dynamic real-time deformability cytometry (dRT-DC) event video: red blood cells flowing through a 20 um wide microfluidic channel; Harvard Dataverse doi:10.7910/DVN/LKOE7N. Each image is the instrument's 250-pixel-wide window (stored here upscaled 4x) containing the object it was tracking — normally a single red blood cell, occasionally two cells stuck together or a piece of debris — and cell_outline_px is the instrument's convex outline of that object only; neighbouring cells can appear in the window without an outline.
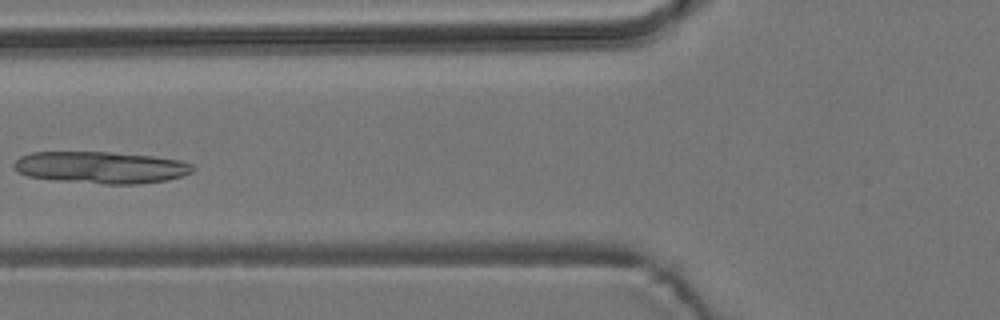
{"species": "common noctule bat (a hibernating species)", "species_latin": "Nyctalus noctula", "temperature_condition": "room temperature", "stored_images_in_passage": 8, "camera_frame_rate_fps": 3000, "um_per_image_px": 0.085, "animal": {"sex": "male", "body_mass_g": 19.2, "forearm_length_mm": 51.8}, "frame": {"image": 1, "passage_image": 7, "time_ms": 8.0, "image_size_px": [1000, 320], "cell_outline_px": [[196, 168], [192, 172], [168, 180], [136, 184], [104, 184], [56, 180], [28, 176], [16, 172], [12, 164], [20, 156], [32, 152], [112, 152], [152, 156], [180, 160], [192, 164]], "centroid_in_image_um": [8.57, 14.23], "position_along_channel_um": 117.2, "area_um2": 33.35}}
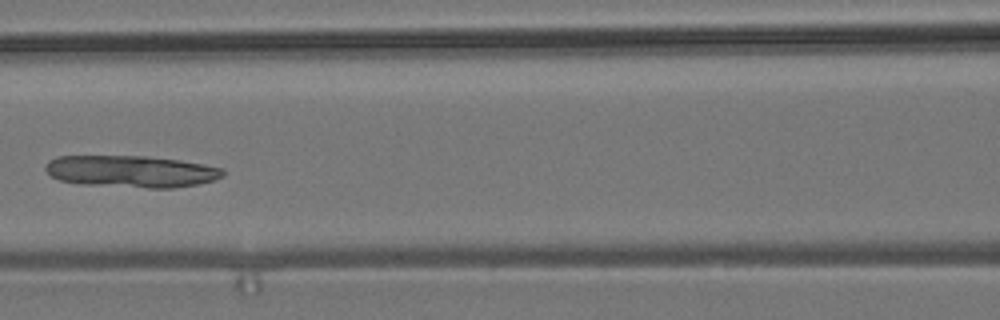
{"frame": {"image": 2, "passage_image": 8, "time_ms": 9.0, "image_size_px": [1000, 320], "cell_outline_px": [[224, 176], [200, 184], [172, 188], [148, 188], [84, 184], [60, 180], [52, 176], [44, 168], [48, 160], [56, 156], [148, 156], [180, 160], [204, 164], [224, 168]], "centroid_in_image_um": [11.18, 14.56], "position_along_channel_um": 155.4, "area_um2": 33.06}}